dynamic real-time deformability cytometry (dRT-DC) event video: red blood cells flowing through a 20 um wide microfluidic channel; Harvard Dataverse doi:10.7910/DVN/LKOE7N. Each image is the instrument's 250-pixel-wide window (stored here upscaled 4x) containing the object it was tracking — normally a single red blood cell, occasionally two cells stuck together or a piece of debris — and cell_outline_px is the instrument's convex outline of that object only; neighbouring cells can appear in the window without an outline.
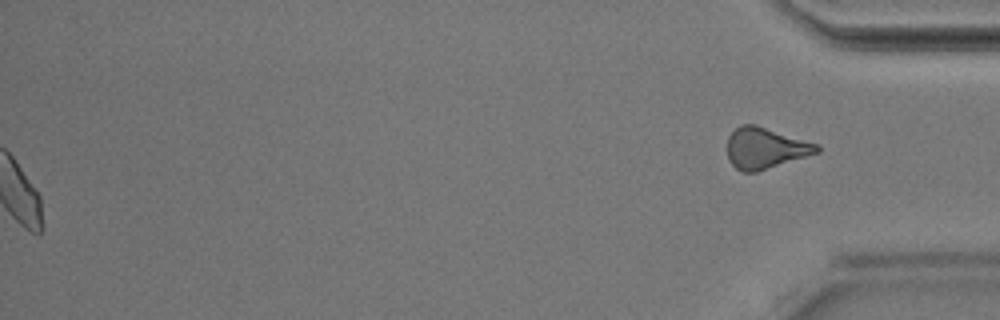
{"species": "Egyptian fruit bat (a non-hibernating species)", "species_latin": "Rousettus aegyptiacus", "temperature_condition": "room temperature", "stored_images_in_passage": 29, "segment_of_instrument_passage": [2, 2], "camera_frame_rate_fps": 3000, "um_per_image_px": 0.085, "animal": {"sex": "male"}, "frame": {"image": 1, "passage_image": 29, "time_ms": 9.333, "image_size_px": [1000, 320], "cell_outline_px": [[820, 152], [756, 172], [740, 172], [728, 160], [728, 136], [740, 124], [756, 124], [820, 144]], "centroid_in_image_um": [65.06, 12.58], "position_along_channel_um": 370.1, "area_um2": 21.62}}